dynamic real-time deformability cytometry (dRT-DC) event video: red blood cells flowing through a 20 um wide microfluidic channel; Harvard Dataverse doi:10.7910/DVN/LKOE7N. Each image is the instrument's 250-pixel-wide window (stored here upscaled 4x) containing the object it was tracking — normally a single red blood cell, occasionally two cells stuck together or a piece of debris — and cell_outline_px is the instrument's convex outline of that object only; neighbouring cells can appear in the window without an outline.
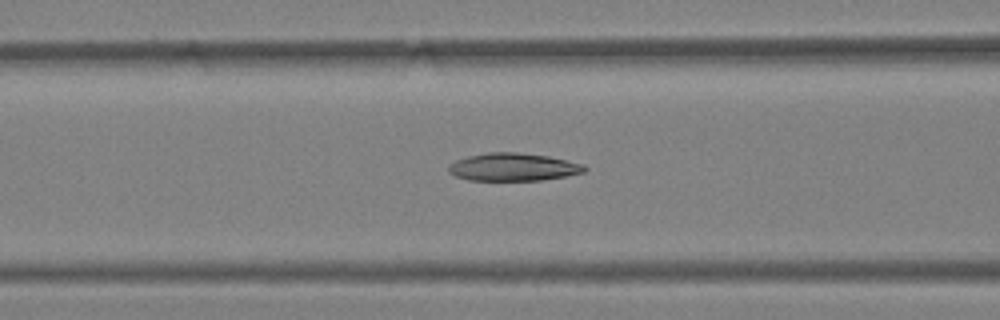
{"species": "Egyptian fruit bat (a non-hibernating species)", "species_latin": "Rousettus aegyptiacus", "temperature_condition": "warm", "stored_images_in_passage": 42, "camera_frame_rate_fps": 3000, "um_per_image_px": 0.085, "animal": {"sex": "female"}, "frame": {"image": 1, "passage_image": 22, "time_ms": 7.0, "image_size_px": [1000, 320], "cell_outline_px": [[588, 168], [584, 172], [564, 176], [540, 180], [468, 180], [456, 176], [448, 172], [448, 168], [456, 160], [468, 156], [488, 152], [516, 152], [548, 156], [584, 164]], "centroid_in_image_um": [43.63, 14.19], "position_along_channel_um": 123.0, "area_um2": 21.85}}
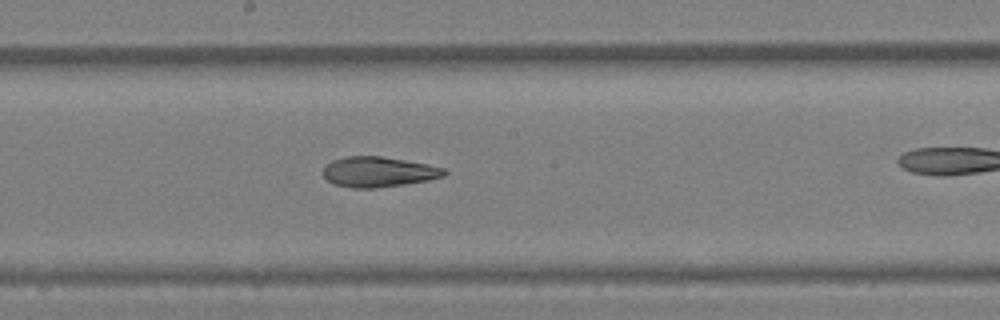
{"frame": {"image": 2, "passage_image": 29, "time_ms": 9.333, "image_size_px": [1000, 320], "cell_outline_px": [[448, 172], [444, 176], [428, 180], [404, 184], [376, 188], [352, 188], [336, 184], [328, 180], [320, 172], [332, 160], [344, 156], [380, 156], [428, 164], [444, 168]], "centroid_in_image_um": [32.16, 14.6], "position_along_channel_um": 216.0, "area_um2": 21.33}}
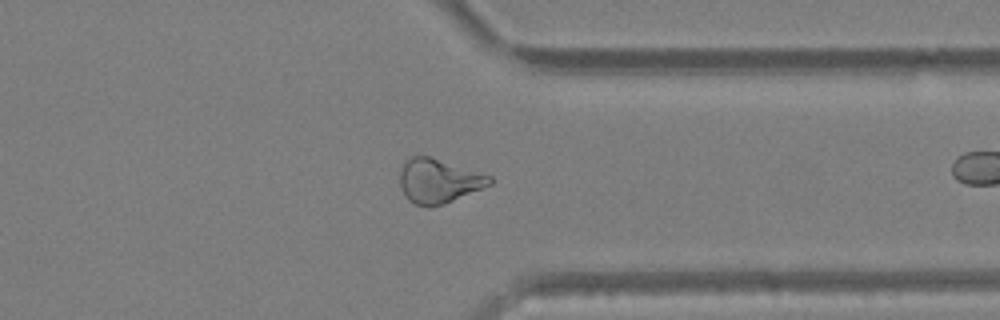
{"frame": {"image": 3, "passage_image": 41, "time_ms": 13.333, "image_size_px": [1000, 320], "cell_outline_px": [[492, 184], [444, 204], [428, 208], [416, 204], [408, 200], [400, 188], [400, 168], [412, 156], [428, 156], [492, 176]], "centroid_in_image_um": [37.27, 15.4], "position_along_channel_um": 374.1, "area_um2": 23.0}}